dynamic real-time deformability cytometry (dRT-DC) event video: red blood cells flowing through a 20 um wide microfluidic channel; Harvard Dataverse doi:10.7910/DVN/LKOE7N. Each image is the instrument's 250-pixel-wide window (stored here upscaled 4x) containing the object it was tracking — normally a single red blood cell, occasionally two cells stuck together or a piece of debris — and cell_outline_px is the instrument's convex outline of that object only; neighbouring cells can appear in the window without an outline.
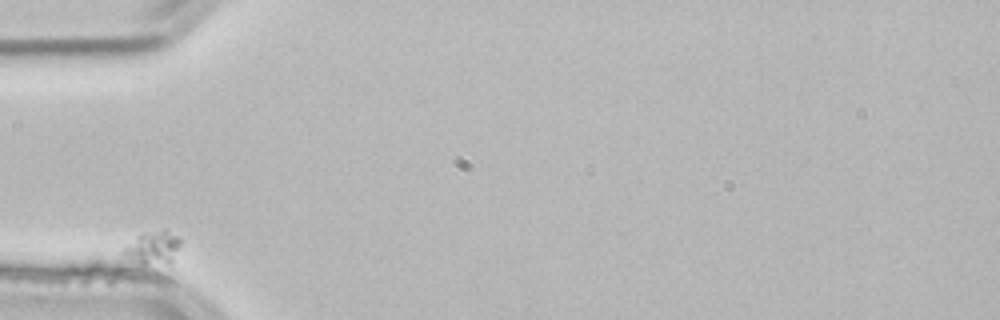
{"species": "common noctule bat (a hibernating species)", "species_latin": "Nyctalus noctula", "temperature_condition": "room temperature", "stored_images_in_passage": 5, "camera_frame_rate_fps": 3000, "um_per_image_px": 0.085, "animal": {"sex": "male", "body_mass_g": 21.5, "forearm_length_mm": 52.0}, "frame": {"image": 1, "passage_image": 1, "time_ms": 0.0, "image_size_px": [1000, 320], "cell_outline_px": [[180, 244], [172, 260], [168, 264], [140, 264], [132, 260], [124, 252], [124, 248], [144, 232], [164, 228], [176, 236], [180, 240]], "centroid_in_image_um": [13.05, 21.04], "position_along_channel_um": 72.0, "area_um2": 10.58}}
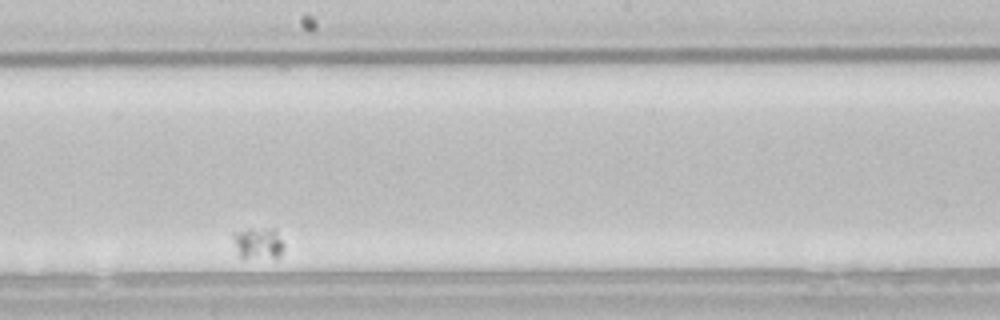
{"frame": {"image": 2, "passage_image": 5, "time_ms": 1.333, "image_size_px": [1000, 320], "cell_outline_px": [[284, 248], [280, 256], [276, 260], [244, 260], [240, 256], [232, 236], [232, 232], [248, 228], [276, 228], [284, 244]], "centroid_in_image_um": [21.99, 20.72], "position_along_channel_um": 226.2, "area_um2": 10.17}}